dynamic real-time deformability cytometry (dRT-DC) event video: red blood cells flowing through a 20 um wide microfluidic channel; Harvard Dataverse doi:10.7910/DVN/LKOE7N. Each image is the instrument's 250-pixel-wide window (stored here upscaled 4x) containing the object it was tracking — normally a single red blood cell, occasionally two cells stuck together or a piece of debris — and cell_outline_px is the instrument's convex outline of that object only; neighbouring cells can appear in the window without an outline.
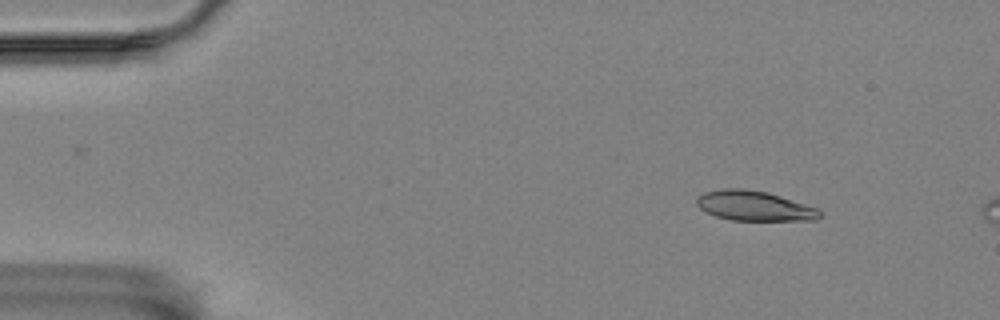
{"species": "Egyptian fruit bat (a non-hibernating species)", "species_latin": "Rousettus aegyptiacus", "temperature_condition": "room temperature", "stored_images_in_passage": 5, "camera_frame_rate_fps": 3000, "um_per_image_px": 0.085, "animal": {"sex": "female"}, "frame": {"image": 1, "passage_image": 2, "time_ms": 1.333, "image_size_px": [1000, 320], "cell_outline_px": [[820, 216], [816, 220], [732, 220], [716, 216], [700, 208], [696, 204], [696, 196], [704, 192], [724, 188], [744, 188], [768, 192], [816, 208], [820, 212]], "centroid_in_image_um": [64.06, 17.48], "position_along_channel_um": 20.9, "area_um2": 21.27}}